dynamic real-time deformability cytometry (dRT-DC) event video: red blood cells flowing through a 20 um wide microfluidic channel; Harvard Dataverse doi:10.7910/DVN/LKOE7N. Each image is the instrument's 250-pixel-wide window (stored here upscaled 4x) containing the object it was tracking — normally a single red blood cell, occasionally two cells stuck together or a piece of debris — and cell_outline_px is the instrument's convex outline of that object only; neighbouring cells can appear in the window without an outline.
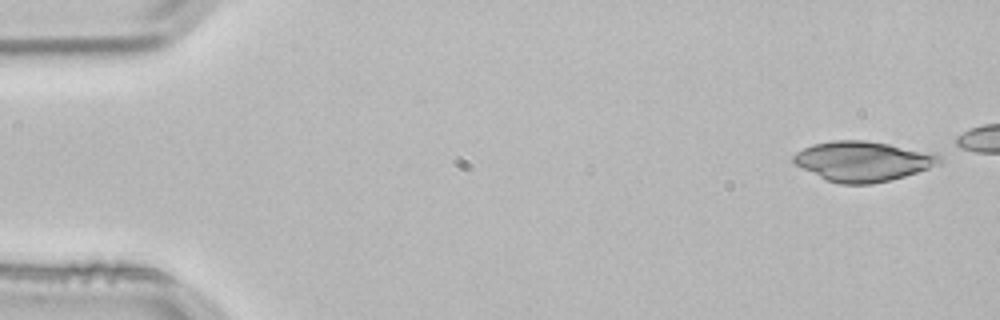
{"species": "common noctule bat (a hibernating species)", "species_latin": "Nyctalus noctula", "temperature_condition": "room temperature", "stored_images_in_passage": 5, "camera_frame_rate_fps": 3000, "um_per_image_px": 0.085, "animal": {"sex": "male", "body_mass_g": 21.5, "forearm_length_mm": 52.0}, "frame": {"image": 1, "passage_image": 1, "time_ms": 0.0, "image_size_px": [1000, 320], "cell_outline_px": [[944, 160], [940, 164], [904, 176], [872, 184], [840, 184], [828, 180], [796, 164], [792, 160], [792, 156], [796, 152], [812, 144], [836, 140], [864, 140], [936, 152], [944, 156]], "centroid_in_image_um": [73.41, 13.69], "position_along_channel_um": 11.6, "area_um2": 33.93}}